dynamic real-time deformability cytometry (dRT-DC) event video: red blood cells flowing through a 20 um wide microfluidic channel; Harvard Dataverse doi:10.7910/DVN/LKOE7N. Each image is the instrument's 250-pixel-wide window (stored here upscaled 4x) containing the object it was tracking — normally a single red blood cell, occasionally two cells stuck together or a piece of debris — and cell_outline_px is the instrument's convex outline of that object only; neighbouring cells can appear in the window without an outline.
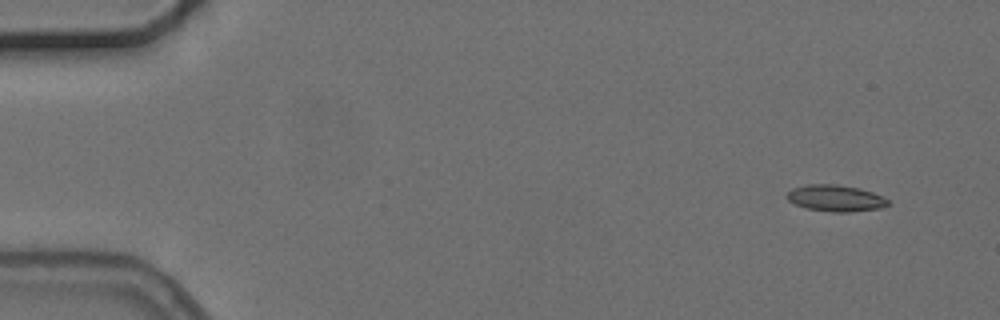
{"species": "common noctule bat (a hibernating species)", "species_latin": "Nyctalus noctula", "temperature_condition": "cold", "stored_images_in_passage": 5, "segment_of_instrument_passage": [1, 2], "camera_frame_rate_fps": 3000, "um_per_image_px": 0.085, "animal": {"sex": "female", "body_mass_g": 24.6, "forearm_length_mm": 56.2}, "frame": {"image": 1, "passage_image": 1, "time_ms": 0.0, "image_size_px": [1000, 320], "cell_outline_px": [[888, 204], [880, 208], [848, 212], [832, 212], [808, 208], [796, 204], [788, 200], [788, 192], [792, 188], [808, 184], [836, 184], [860, 188], [884, 196], [888, 200]], "centroid_in_image_um": [71.04, 16.83], "position_along_channel_um": 14.0, "area_um2": 15.43}}